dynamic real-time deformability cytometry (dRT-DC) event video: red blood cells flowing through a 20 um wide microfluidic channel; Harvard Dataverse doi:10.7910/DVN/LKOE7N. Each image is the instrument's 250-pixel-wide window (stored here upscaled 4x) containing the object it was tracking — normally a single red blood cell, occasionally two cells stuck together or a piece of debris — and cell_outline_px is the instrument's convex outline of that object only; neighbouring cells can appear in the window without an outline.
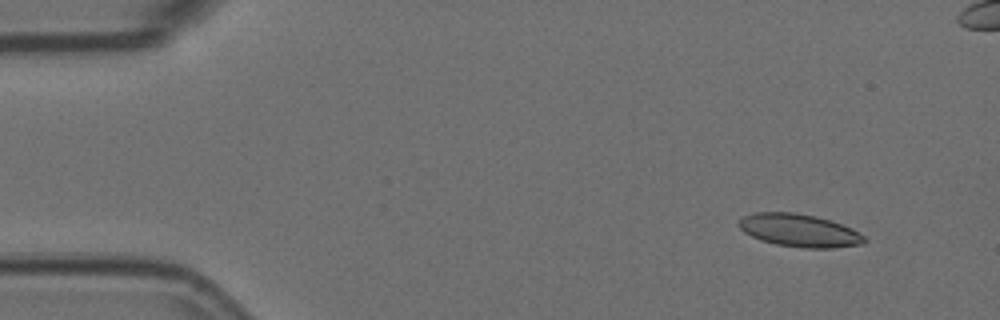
{"species": "Egyptian fruit bat (a non-hibernating species)", "species_latin": "Rousettus aegyptiacus", "temperature_condition": "room temperature", "stored_images_in_passage": 5, "camera_frame_rate_fps": 3000, "um_per_image_px": 0.085, "animal": {"sex": "female"}, "frame": {"image": 1, "passage_image": 1, "time_ms": 0.0, "image_size_px": [1000, 320], "cell_outline_px": [[868, 240], [864, 244], [832, 248], [804, 248], [776, 244], [760, 240], [744, 232], [736, 224], [744, 216], [756, 212], [796, 212], [816, 216], [832, 220], [852, 228], [864, 236]], "centroid_in_image_um": [67.97, 19.58], "position_along_channel_um": 17.0, "area_um2": 24.22}}